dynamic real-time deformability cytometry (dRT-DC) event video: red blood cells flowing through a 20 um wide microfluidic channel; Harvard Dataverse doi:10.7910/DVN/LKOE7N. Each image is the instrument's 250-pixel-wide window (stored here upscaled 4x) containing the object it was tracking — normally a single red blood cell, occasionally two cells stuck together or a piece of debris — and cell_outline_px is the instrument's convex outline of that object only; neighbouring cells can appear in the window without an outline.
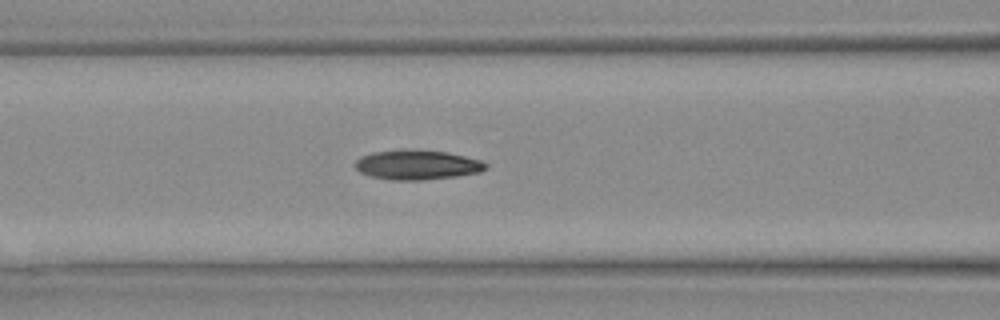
{"species": "Egyptian fruit bat (a non-hibernating species)", "species_latin": "Rousettus aegyptiacus", "temperature_condition": "warm", "stored_images_in_passage": 22, "camera_frame_rate_fps": 3000, "um_per_image_px": 0.085, "animal": {"sex": "female"}, "frame": {"image": 1, "passage_image": 7, "time_ms": 2.0, "image_size_px": [1000, 320], "cell_outline_px": [[488, 168], [480, 172], [456, 176], [420, 180], [392, 180], [372, 176], [360, 172], [352, 164], [360, 156], [372, 152], [448, 152], [484, 160], [488, 164]], "centroid_in_image_um": [35.51, 14.04], "position_along_channel_um": 131.1, "area_um2": 21.91}}